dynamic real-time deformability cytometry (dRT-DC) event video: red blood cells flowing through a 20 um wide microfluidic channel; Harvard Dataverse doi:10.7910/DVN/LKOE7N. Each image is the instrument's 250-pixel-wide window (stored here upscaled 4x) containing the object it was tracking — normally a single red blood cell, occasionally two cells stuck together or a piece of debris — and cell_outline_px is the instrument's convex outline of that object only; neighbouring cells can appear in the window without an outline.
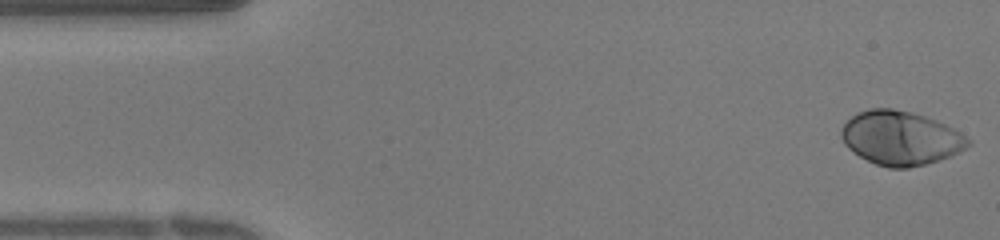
{"species": "human", "species_latin": "Homo sapiens", "temperature_condition": "warm", "stored_images_in_passage": 35, "camera_frame_rate_fps": 3000, "um_per_image_px": 0.085, "donor": {"sex": "female"}, "frame": {"image": 1, "passage_image": 1, "time_ms": 0.0, "image_size_px": [1000, 240], "cell_outline_px": [[972, 144], [948, 156], [924, 164], [908, 168], [888, 168], [876, 164], [860, 156], [848, 148], [844, 144], [840, 136], [840, 128], [856, 112], [868, 108], [892, 108], [912, 112], [936, 120], [960, 132], [972, 140]], "centroid_in_image_um": [76.51, 11.72], "position_along_channel_um": 8.5, "area_um2": 39.77}}
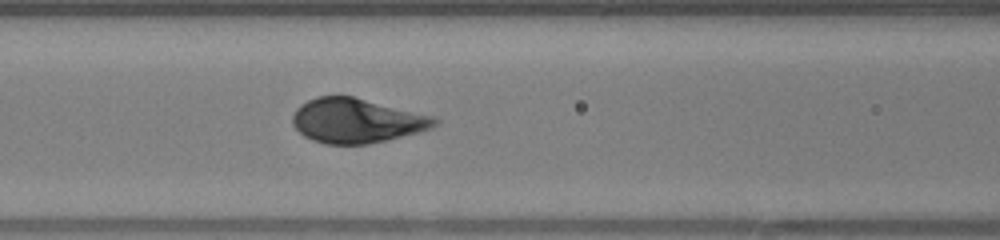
{"frame": {"image": 2, "passage_image": 15, "time_ms": 4.667, "image_size_px": [1000, 240], "cell_outline_px": [[440, 124], [432, 128], [420, 132], [388, 140], [368, 144], [324, 144], [312, 140], [304, 136], [292, 124], [292, 116], [296, 108], [300, 104], [316, 96], [352, 96], [432, 116], [440, 120]], "centroid_in_image_um": [30.31, 10.27], "position_along_channel_um": 136.3, "area_um2": 36.93}}
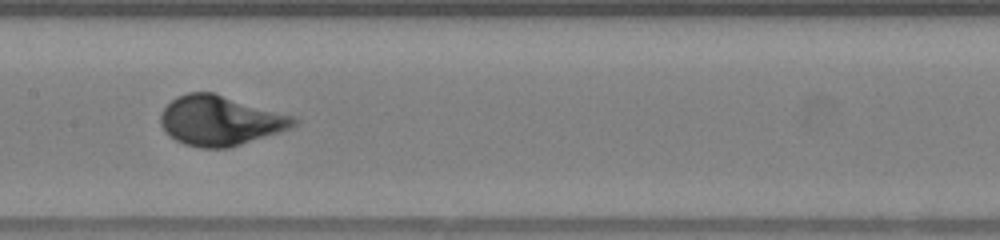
{"frame": {"image": 3, "passage_image": 18, "time_ms": 5.667, "image_size_px": [1000, 240], "cell_outline_px": [[300, 120], [292, 128], [280, 132], [228, 148], [200, 148], [184, 144], [168, 136], [164, 132], [160, 124], [160, 112], [176, 96], [188, 92], [212, 92], [292, 116]], "centroid_in_image_um": [18.67, 10.26], "position_along_channel_um": 188.7, "area_um2": 38.55}}